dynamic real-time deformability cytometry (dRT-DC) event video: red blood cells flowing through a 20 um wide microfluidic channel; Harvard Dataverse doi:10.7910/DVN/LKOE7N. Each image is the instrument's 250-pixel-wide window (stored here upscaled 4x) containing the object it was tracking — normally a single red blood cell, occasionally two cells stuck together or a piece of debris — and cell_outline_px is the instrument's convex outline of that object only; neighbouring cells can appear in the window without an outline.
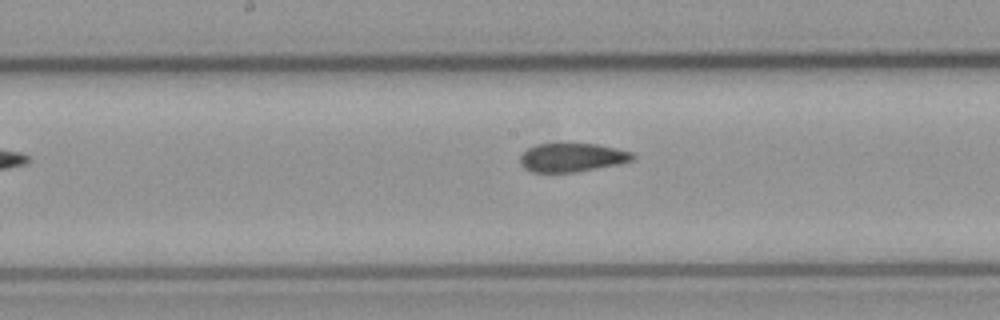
{"species": "common noctule bat (a hibernating species)", "species_latin": "Nyctalus noctula", "temperature_condition": "cold", "stored_images_in_passage": 9, "camera_frame_rate_fps": 3000, "um_per_image_px": 0.085, "animal": {"sex": "male", "body_mass_g": 23.1, "forearm_length_mm": 52.7}, "frame": {"image": 1, "passage_image": 9, "time_ms": 10.333, "image_size_px": [1000, 320], "cell_outline_px": [[636, 156], [632, 160], [620, 164], [572, 172], [532, 172], [524, 168], [520, 164], [520, 156], [528, 148], [536, 144], [596, 144], [616, 148], [632, 152]], "centroid_in_image_um": [48.62, 13.38], "position_along_channel_um": 199.6, "area_um2": 18.67}}